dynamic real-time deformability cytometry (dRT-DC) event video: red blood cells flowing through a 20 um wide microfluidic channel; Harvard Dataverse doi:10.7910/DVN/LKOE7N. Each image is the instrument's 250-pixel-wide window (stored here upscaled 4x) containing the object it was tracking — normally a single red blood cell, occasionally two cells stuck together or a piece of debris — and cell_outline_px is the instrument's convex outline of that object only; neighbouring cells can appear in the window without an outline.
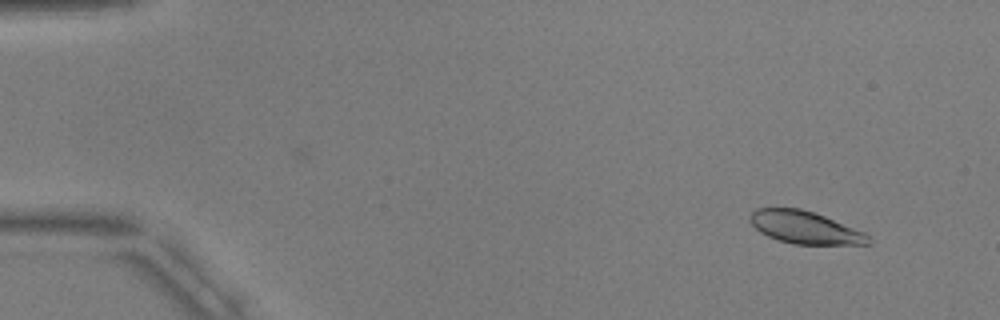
{"species": "common noctule bat (a hibernating species)", "species_latin": "Nyctalus noctula", "temperature_condition": "warm", "stored_images_in_passage": 5, "camera_frame_rate_fps": 3000, "um_per_image_px": 0.085, "animal": {"sex": "male", "body_mass_g": 17.9, "forearm_length_mm": 54.2}, "frame": {"image": 1, "passage_image": 1, "time_ms": 0.0, "image_size_px": [1000, 320], "cell_outline_px": [[872, 244], [792, 244], [776, 240], [760, 232], [748, 220], [748, 216], [756, 208], [800, 208], [824, 216], [864, 232], [868, 236]], "centroid_in_image_um": [68.37, 19.34], "position_along_channel_um": 16.6, "area_um2": 22.31}}
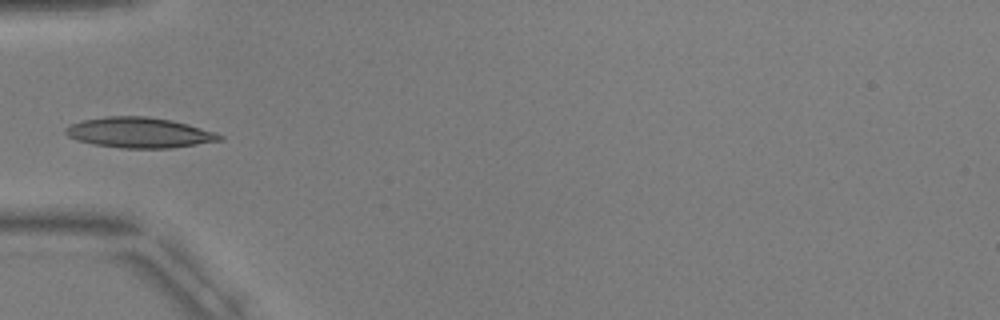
{"frame": {"image": 2, "passage_image": 5, "time_ms": 4.667, "image_size_px": [1000, 320], "cell_outline_px": [[224, 140], [172, 148], [120, 148], [96, 144], [80, 140], [68, 136], [64, 132], [64, 128], [72, 124], [84, 120], [108, 116], [148, 116], [172, 120], [188, 124], [224, 136]], "centroid_in_image_um": [11.87, 11.27], "position_along_channel_um": 73.1, "area_um2": 27.05}}